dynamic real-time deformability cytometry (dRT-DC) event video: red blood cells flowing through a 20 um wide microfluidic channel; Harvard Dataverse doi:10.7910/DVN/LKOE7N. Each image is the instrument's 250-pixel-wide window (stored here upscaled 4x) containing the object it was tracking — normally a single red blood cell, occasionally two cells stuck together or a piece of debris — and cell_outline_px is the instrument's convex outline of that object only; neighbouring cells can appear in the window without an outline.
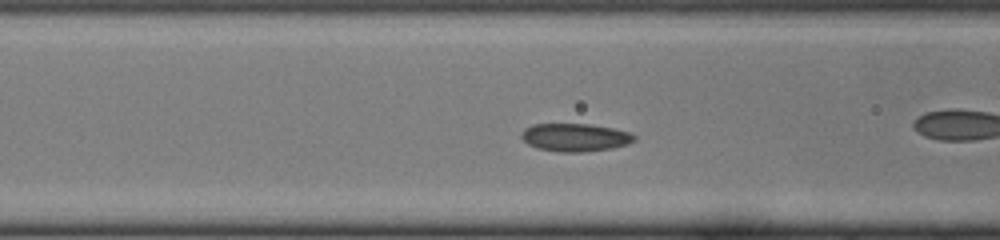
{"species": "common noctule bat (a hibernating species)", "species_latin": "Nyctalus noctula", "temperature_condition": "cold", "stored_images_in_passage": 29, "camera_frame_rate_fps": 3000, "um_per_image_px": 0.085, "animal": {"sex": "female", "body_mass_g": 22.0, "forearm_length_mm": 56.7}, "frame": {"image": 1, "passage_image": 5, "time_ms": 1.333, "image_size_px": [1000, 240], "cell_outline_px": [[636, 140], [628, 144], [612, 148], [580, 152], [560, 152], [536, 148], [528, 144], [520, 136], [520, 132], [524, 128], [532, 124], [588, 124], [612, 128], [628, 132], [636, 136]], "centroid_in_image_um": [48.85, 11.68], "position_along_channel_um": 117.7, "area_um2": 18.44}}